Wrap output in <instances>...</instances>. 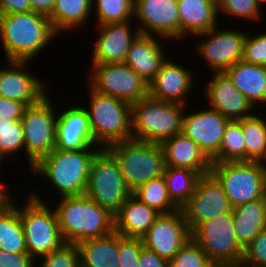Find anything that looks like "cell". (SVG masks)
I'll list each match as a JSON object with an SVG mask.
<instances>
[{
    "label": "cell",
    "mask_w": 266,
    "mask_h": 267,
    "mask_svg": "<svg viewBox=\"0 0 266 267\" xmlns=\"http://www.w3.org/2000/svg\"><path fill=\"white\" fill-rule=\"evenodd\" d=\"M58 36L46 15L33 11L0 15V41L5 61H33Z\"/></svg>",
    "instance_id": "6da1fadb"
},
{
    "label": "cell",
    "mask_w": 266,
    "mask_h": 267,
    "mask_svg": "<svg viewBox=\"0 0 266 267\" xmlns=\"http://www.w3.org/2000/svg\"><path fill=\"white\" fill-rule=\"evenodd\" d=\"M59 199L53 208L65 243L77 244L114 231V216L88 196H60Z\"/></svg>",
    "instance_id": "7a4b0ae2"
},
{
    "label": "cell",
    "mask_w": 266,
    "mask_h": 267,
    "mask_svg": "<svg viewBox=\"0 0 266 267\" xmlns=\"http://www.w3.org/2000/svg\"><path fill=\"white\" fill-rule=\"evenodd\" d=\"M100 150L54 149L49 155L41 158L31 168V172L49 181V185L59 197L85 195L90 168Z\"/></svg>",
    "instance_id": "3957f363"
},
{
    "label": "cell",
    "mask_w": 266,
    "mask_h": 267,
    "mask_svg": "<svg viewBox=\"0 0 266 267\" xmlns=\"http://www.w3.org/2000/svg\"><path fill=\"white\" fill-rule=\"evenodd\" d=\"M88 107L83 106L89 118L94 141L100 148L132 139L131 104L94 90L86 83Z\"/></svg>",
    "instance_id": "277c9868"
},
{
    "label": "cell",
    "mask_w": 266,
    "mask_h": 267,
    "mask_svg": "<svg viewBox=\"0 0 266 267\" xmlns=\"http://www.w3.org/2000/svg\"><path fill=\"white\" fill-rule=\"evenodd\" d=\"M147 96L131 104L132 139L159 143L182 132L183 114L189 107Z\"/></svg>",
    "instance_id": "5b68a950"
},
{
    "label": "cell",
    "mask_w": 266,
    "mask_h": 267,
    "mask_svg": "<svg viewBox=\"0 0 266 267\" xmlns=\"http://www.w3.org/2000/svg\"><path fill=\"white\" fill-rule=\"evenodd\" d=\"M33 188L20 206V221L24 231L27 253L38 258L59 249L65 242L60 233L57 215L51 202ZM42 197V198H41ZM45 201V202H44Z\"/></svg>",
    "instance_id": "8992f818"
},
{
    "label": "cell",
    "mask_w": 266,
    "mask_h": 267,
    "mask_svg": "<svg viewBox=\"0 0 266 267\" xmlns=\"http://www.w3.org/2000/svg\"><path fill=\"white\" fill-rule=\"evenodd\" d=\"M106 149L118 161L131 192L164 174V152L159 143L131 139L110 145Z\"/></svg>",
    "instance_id": "52a82bcc"
},
{
    "label": "cell",
    "mask_w": 266,
    "mask_h": 267,
    "mask_svg": "<svg viewBox=\"0 0 266 267\" xmlns=\"http://www.w3.org/2000/svg\"><path fill=\"white\" fill-rule=\"evenodd\" d=\"M131 194L118 161L102 148L93 159L85 195L114 216Z\"/></svg>",
    "instance_id": "ba28073f"
},
{
    "label": "cell",
    "mask_w": 266,
    "mask_h": 267,
    "mask_svg": "<svg viewBox=\"0 0 266 267\" xmlns=\"http://www.w3.org/2000/svg\"><path fill=\"white\" fill-rule=\"evenodd\" d=\"M51 97L50 94L46 95L37 104L27 106L23 112L21 123L27 159L25 161H28L26 166H29V171L41 158L55 149L57 106L54 107Z\"/></svg>",
    "instance_id": "9c48e42d"
},
{
    "label": "cell",
    "mask_w": 266,
    "mask_h": 267,
    "mask_svg": "<svg viewBox=\"0 0 266 267\" xmlns=\"http://www.w3.org/2000/svg\"><path fill=\"white\" fill-rule=\"evenodd\" d=\"M191 238L205 252L210 262L226 267H240L244 248L238 243L233 224L232 211L201 223Z\"/></svg>",
    "instance_id": "30bf717a"
},
{
    "label": "cell",
    "mask_w": 266,
    "mask_h": 267,
    "mask_svg": "<svg viewBox=\"0 0 266 267\" xmlns=\"http://www.w3.org/2000/svg\"><path fill=\"white\" fill-rule=\"evenodd\" d=\"M211 173L222 184L232 208L261 198L266 163L250 161L212 163Z\"/></svg>",
    "instance_id": "8fae6325"
},
{
    "label": "cell",
    "mask_w": 266,
    "mask_h": 267,
    "mask_svg": "<svg viewBox=\"0 0 266 267\" xmlns=\"http://www.w3.org/2000/svg\"><path fill=\"white\" fill-rule=\"evenodd\" d=\"M87 83L97 92L130 104L148 96V84L127 64H91Z\"/></svg>",
    "instance_id": "7c38bea8"
},
{
    "label": "cell",
    "mask_w": 266,
    "mask_h": 267,
    "mask_svg": "<svg viewBox=\"0 0 266 267\" xmlns=\"http://www.w3.org/2000/svg\"><path fill=\"white\" fill-rule=\"evenodd\" d=\"M246 33L240 29L220 28L217 25L207 32L195 35V38H200L201 41L198 44L196 41L197 46L194 47L197 49L199 58L205 59L211 73L225 72L233 64L242 60Z\"/></svg>",
    "instance_id": "4fadbf2b"
},
{
    "label": "cell",
    "mask_w": 266,
    "mask_h": 267,
    "mask_svg": "<svg viewBox=\"0 0 266 267\" xmlns=\"http://www.w3.org/2000/svg\"><path fill=\"white\" fill-rule=\"evenodd\" d=\"M182 210L192 233L201 223L229 213L232 207L222 184L210 172L199 177L194 194Z\"/></svg>",
    "instance_id": "5bb4252c"
},
{
    "label": "cell",
    "mask_w": 266,
    "mask_h": 267,
    "mask_svg": "<svg viewBox=\"0 0 266 267\" xmlns=\"http://www.w3.org/2000/svg\"><path fill=\"white\" fill-rule=\"evenodd\" d=\"M133 18L141 35L179 40L178 0H134Z\"/></svg>",
    "instance_id": "9a60e30c"
},
{
    "label": "cell",
    "mask_w": 266,
    "mask_h": 267,
    "mask_svg": "<svg viewBox=\"0 0 266 267\" xmlns=\"http://www.w3.org/2000/svg\"><path fill=\"white\" fill-rule=\"evenodd\" d=\"M190 238L184 212L179 209L160 214L141 240L146 249L169 261Z\"/></svg>",
    "instance_id": "2e32d148"
},
{
    "label": "cell",
    "mask_w": 266,
    "mask_h": 267,
    "mask_svg": "<svg viewBox=\"0 0 266 267\" xmlns=\"http://www.w3.org/2000/svg\"><path fill=\"white\" fill-rule=\"evenodd\" d=\"M189 111L183 114L182 133L211 161L220 151L222 137L231 120L208 106L205 110Z\"/></svg>",
    "instance_id": "e0dca14e"
},
{
    "label": "cell",
    "mask_w": 266,
    "mask_h": 267,
    "mask_svg": "<svg viewBox=\"0 0 266 267\" xmlns=\"http://www.w3.org/2000/svg\"><path fill=\"white\" fill-rule=\"evenodd\" d=\"M6 62L7 67H0V97L19 101L27 107L37 104L49 94L46 83L26 70L30 61Z\"/></svg>",
    "instance_id": "ac0fdd59"
},
{
    "label": "cell",
    "mask_w": 266,
    "mask_h": 267,
    "mask_svg": "<svg viewBox=\"0 0 266 267\" xmlns=\"http://www.w3.org/2000/svg\"><path fill=\"white\" fill-rule=\"evenodd\" d=\"M204 95L207 97L208 107L231 121H238L258 112L225 72H213L212 78L205 85Z\"/></svg>",
    "instance_id": "d6986e66"
},
{
    "label": "cell",
    "mask_w": 266,
    "mask_h": 267,
    "mask_svg": "<svg viewBox=\"0 0 266 267\" xmlns=\"http://www.w3.org/2000/svg\"><path fill=\"white\" fill-rule=\"evenodd\" d=\"M131 21L97 25V39L93 43L91 64L123 63L131 44L140 35ZM133 31V32H132Z\"/></svg>",
    "instance_id": "ffe728a7"
},
{
    "label": "cell",
    "mask_w": 266,
    "mask_h": 267,
    "mask_svg": "<svg viewBox=\"0 0 266 267\" xmlns=\"http://www.w3.org/2000/svg\"><path fill=\"white\" fill-rule=\"evenodd\" d=\"M190 69L167 58L161 69L148 84V96L153 99L188 106L187 99L196 84ZM187 100V101H186Z\"/></svg>",
    "instance_id": "44dd1931"
},
{
    "label": "cell",
    "mask_w": 266,
    "mask_h": 267,
    "mask_svg": "<svg viewBox=\"0 0 266 267\" xmlns=\"http://www.w3.org/2000/svg\"><path fill=\"white\" fill-rule=\"evenodd\" d=\"M73 106L57 113L55 149H102L94 141L86 110L81 104Z\"/></svg>",
    "instance_id": "7402d4cb"
},
{
    "label": "cell",
    "mask_w": 266,
    "mask_h": 267,
    "mask_svg": "<svg viewBox=\"0 0 266 267\" xmlns=\"http://www.w3.org/2000/svg\"><path fill=\"white\" fill-rule=\"evenodd\" d=\"M163 47L157 36L140 34L131 44L124 63L149 84L167 59Z\"/></svg>",
    "instance_id": "603a6c76"
},
{
    "label": "cell",
    "mask_w": 266,
    "mask_h": 267,
    "mask_svg": "<svg viewBox=\"0 0 266 267\" xmlns=\"http://www.w3.org/2000/svg\"><path fill=\"white\" fill-rule=\"evenodd\" d=\"M178 9L180 41L188 35L194 37L207 32L221 22L217 0H178Z\"/></svg>",
    "instance_id": "cb8c5ba5"
},
{
    "label": "cell",
    "mask_w": 266,
    "mask_h": 267,
    "mask_svg": "<svg viewBox=\"0 0 266 267\" xmlns=\"http://www.w3.org/2000/svg\"><path fill=\"white\" fill-rule=\"evenodd\" d=\"M166 167L189 168L200 176L211 172V161L199 146L182 132L161 143Z\"/></svg>",
    "instance_id": "d4e9b609"
},
{
    "label": "cell",
    "mask_w": 266,
    "mask_h": 267,
    "mask_svg": "<svg viewBox=\"0 0 266 267\" xmlns=\"http://www.w3.org/2000/svg\"><path fill=\"white\" fill-rule=\"evenodd\" d=\"M159 216V212L131 194L114 215V231L123 237L141 239Z\"/></svg>",
    "instance_id": "484cf974"
},
{
    "label": "cell",
    "mask_w": 266,
    "mask_h": 267,
    "mask_svg": "<svg viewBox=\"0 0 266 267\" xmlns=\"http://www.w3.org/2000/svg\"><path fill=\"white\" fill-rule=\"evenodd\" d=\"M225 73L257 110L266 105V66L240 60Z\"/></svg>",
    "instance_id": "4316f807"
},
{
    "label": "cell",
    "mask_w": 266,
    "mask_h": 267,
    "mask_svg": "<svg viewBox=\"0 0 266 267\" xmlns=\"http://www.w3.org/2000/svg\"><path fill=\"white\" fill-rule=\"evenodd\" d=\"M80 267H120L118 260V233H112L76 244Z\"/></svg>",
    "instance_id": "83f0119b"
},
{
    "label": "cell",
    "mask_w": 266,
    "mask_h": 267,
    "mask_svg": "<svg viewBox=\"0 0 266 267\" xmlns=\"http://www.w3.org/2000/svg\"><path fill=\"white\" fill-rule=\"evenodd\" d=\"M232 215L235 236L243 248L266 228V215L261 199L232 208Z\"/></svg>",
    "instance_id": "f1b7e54d"
},
{
    "label": "cell",
    "mask_w": 266,
    "mask_h": 267,
    "mask_svg": "<svg viewBox=\"0 0 266 267\" xmlns=\"http://www.w3.org/2000/svg\"><path fill=\"white\" fill-rule=\"evenodd\" d=\"M92 9V0H56L48 17L60 37L63 33L84 27L92 16Z\"/></svg>",
    "instance_id": "f546056e"
},
{
    "label": "cell",
    "mask_w": 266,
    "mask_h": 267,
    "mask_svg": "<svg viewBox=\"0 0 266 267\" xmlns=\"http://www.w3.org/2000/svg\"><path fill=\"white\" fill-rule=\"evenodd\" d=\"M253 113L241 119L245 142V161L266 163V118Z\"/></svg>",
    "instance_id": "4dcf8cb0"
},
{
    "label": "cell",
    "mask_w": 266,
    "mask_h": 267,
    "mask_svg": "<svg viewBox=\"0 0 266 267\" xmlns=\"http://www.w3.org/2000/svg\"><path fill=\"white\" fill-rule=\"evenodd\" d=\"M164 177L171 201L182 209L194 194L200 175L189 168L165 167Z\"/></svg>",
    "instance_id": "1f68e13d"
},
{
    "label": "cell",
    "mask_w": 266,
    "mask_h": 267,
    "mask_svg": "<svg viewBox=\"0 0 266 267\" xmlns=\"http://www.w3.org/2000/svg\"><path fill=\"white\" fill-rule=\"evenodd\" d=\"M0 249L12 253H27L20 207L16 203L0 215Z\"/></svg>",
    "instance_id": "d6a6232c"
},
{
    "label": "cell",
    "mask_w": 266,
    "mask_h": 267,
    "mask_svg": "<svg viewBox=\"0 0 266 267\" xmlns=\"http://www.w3.org/2000/svg\"><path fill=\"white\" fill-rule=\"evenodd\" d=\"M132 194L160 214H169L179 210L169 197L164 175L139 186Z\"/></svg>",
    "instance_id": "836d02e7"
},
{
    "label": "cell",
    "mask_w": 266,
    "mask_h": 267,
    "mask_svg": "<svg viewBox=\"0 0 266 267\" xmlns=\"http://www.w3.org/2000/svg\"><path fill=\"white\" fill-rule=\"evenodd\" d=\"M92 8L96 25L134 20V0H92Z\"/></svg>",
    "instance_id": "e575fe53"
},
{
    "label": "cell",
    "mask_w": 266,
    "mask_h": 267,
    "mask_svg": "<svg viewBox=\"0 0 266 267\" xmlns=\"http://www.w3.org/2000/svg\"><path fill=\"white\" fill-rule=\"evenodd\" d=\"M245 161V142L241 120L230 121L221 140L219 153L211 163Z\"/></svg>",
    "instance_id": "d590c367"
},
{
    "label": "cell",
    "mask_w": 266,
    "mask_h": 267,
    "mask_svg": "<svg viewBox=\"0 0 266 267\" xmlns=\"http://www.w3.org/2000/svg\"><path fill=\"white\" fill-rule=\"evenodd\" d=\"M20 150L24 152V132L21 120L0 119V153L4 158L14 161L15 155L13 154L17 157Z\"/></svg>",
    "instance_id": "8d00e7d4"
},
{
    "label": "cell",
    "mask_w": 266,
    "mask_h": 267,
    "mask_svg": "<svg viewBox=\"0 0 266 267\" xmlns=\"http://www.w3.org/2000/svg\"><path fill=\"white\" fill-rule=\"evenodd\" d=\"M217 6L219 18L224 14L232 17L231 19L239 18L246 21L249 19L256 23L258 20L261 21V18L263 19V7L256 0H217Z\"/></svg>",
    "instance_id": "74e56055"
},
{
    "label": "cell",
    "mask_w": 266,
    "mask_h": 267,
    "mask_svg": "<svg viewBox=\"0 0 266 267\" xmlns=\"http://www.w3.org/2000/svg\"><path fill=\"white\" fill-rule=\"evenodd\" d=\"M40 258L38 257L39 261L37 258L35 259L36 264L34 266L80 267V254L76 244L64 243L59 249L54 250L49 254L43 255ZM37 264H39L40 266H38Z\"/></svg>",
    "instance_id": "f35d334b"
},
{
    "label": "cell",
    "mask_w": 266,
    "mask_h": 267,
    "mask_svg": "<svg viewBox=\"0 0 266 267\" xmlns=\"http://www.w3.org/2000/svg\"><path fill=\"white\" fill-rule=\"evenodd\" d=\"M168 262L169 267H206L210 263L205 252L192 238Z\"/></svg>",
    "instance_id": "ab89813d"
},
{
    "label": "cell",
    "mask_w": 266,
    "mask_h": 267,
    "mask_svg": "<svg viewBox=\"0 0 266 267\" xmlns=\"http://www.w3.org/2000/svg\"><path fill=\"white\" fill-rule=\"evenodd\" d=\"M242 60L248 63L266 66V32L257 35L246 33L243 43Z\"/></svg>",
    "instance_id": "60d3db41"
},
{
    "label": "cell",
    "mask_w": 266,
    "mask_h": 267,
    "mask_svg": "<svg viewBox=\"0 0 266 267\" xmlns=\"http://www.w3.org/2000/svg\"><path fill=\"white\" fill-rule=\"evenodd\" d=\"M240 267H266V228L244 248Z\"/></svg>",
    "instance_id": "b9f144b4"
},
{
    "label": "cell",
    "mask_w": 266,
    "mask_h": 267,
    "mask_svg": "<svg viewBox=\"0 0 266 267\" xmlns=\"http://www.w3.org/2000/svg\"><path fill=\"white\" fill-rule=\"evenodd\" d=\"M143 247L141 239L123 237L118 234V260L120 267H139V258Z\"/></svg>",
    "instance_id": "7bdbcfd3"
},
{
    "label": "cell",
    "mask_w": 266,
    "mask_h": 267,
    "mask_svg": "<svg viewBox=\"0 0 266 267\" xmlns=\"http://www.w3.org/2000/svg\"><path fill=\"white\" fill-rule=\"evenodd\" d=\"M35 258L28 253H12L0 249V267H35Z\"/></svg>",
    "instance_id": "ee69618b"
},
{
    "label": "cell",
    "mask_w": 266,
    "mask_h": 267,
    "mask_svg": "<svg viewBox=\"0 0 266 267\" xmlns=\"http://www.w3.org/2000/svg\"><path fill=\"white\" fill-rule=\"evenodd\" d=\"M25 108L19 101L0 97V119L21 120Z\"/></svg>",
    "instance_id": "f6af8a7d"
},
{
    "label": "cell",
    "mask_w": 266,
    "mask_h": 267,
    "mask_svg": "<svg viewBox=\"0 0 266 267\" xmlns=\"http://www.w3.org/2000/svg\"><path fill=\"white\" fill-rule=\"evenodd\" d=\"M32 12L29 0H0V15Z\"/></svg>",
    "instance_id": "bcb514c9"
},
{
    "label": "cell",
    "mask_w": 266,
    "mask_h": 267,
    "mask_svg": "<svg viewBox=\"0 0 266 267\" xmlns=\"http://www.w3.org/2000/svg\"><path fill=\"white\" fill-rule=\"evenodd\" d=\"M139 267H169V262L143 247L139 258Z\"/></svg>",
    "instance_id": "7dc6e473"
},
{
    "label": "cell",
    "mask_w": 266,
    "mask_h": 267,
    "mask_svg": "<svg viewBox=\"0 0 266 267\" xmlns=\"http://www.w3.org/2000/svg\"><path fill=\"white\" fill-rule=\"evenodd\" d=\"M33 12L49 16L55 6L56 0H29Z\"/></svg>",
    "instance_id": "c3c4849f"
},
{
    "label": "cell",
    "mask_w": 266,
    "mask_h": 267,
    "mask_svg": "<svg viewBox=\"0 0 266 267\" xmlns=\"http://www.w3.org/2000/svg\"><path fill=\"white\" fill-rule=\"evenodd\" d=\"M15 200L9 191L7 184L0 181V215L14 204Z\"/></svg>",
    "instance_id": "681fc988"
},
{
    "label": "cell",
    "mask_w": 266,
    "mask_h": 267,
    "mask_svg": "<svg viewBox=\"0 0 266 267\" xmlns=\"http://www.w3.org/2000/svg\"><path fill=\"white\" fill-rule=\"evenodd\" d=\"M261 202L265 211V215H266V176L263 182V187H262V192H261Z\"/></svg>",
    "instance_id": "f907efd6"
},
{
    "label": "cell",
    "mask_w": 266,
    "mask_h": 267,
    "mask_svg": "<svg viewBox=\"0 0 266 267\" xmlns=\"http://www.w3.org/2000/svg\"><path fill=\"white\" fill-rule=\"evenodd\" d=\"M206 267H226V266L223 264L210 262Z\"/></svg>",
    "instance_id": "816d5d0a"
},
{
    "label": "cell",
    "mask_w": 266,
    "mask_h": 267,
    "mask_svg": "<svg viewBox=\"0 0 266 267\" xmlns=\"http://www.w3.org/2000/svg\"><path fill=\"white\" fill-rule=\"evenodd\" d=\"M257 1V3L261 6H265V4H266V0H256Z\"/></svg>",
    "instance_id": "f5cc1de1"
},
{
    "label": "cell",
    "mask_w": 266,
    "mask_h": 267,
    "mask_svg": "<svg viewBox=\"0 0 266 267\" xmlns=\"http://www.w3.org/2000/svg\"><path fill=\"white\" fill-rule=\"evenodd\" d=\"M5 158L3 157V155L0 153V167L3 165V163H5L3 160ZM2 164V165H1ZM1 181V180H0Z\"/></svg>",
    "instance_id": "db71d44e"
}]
</instances>
